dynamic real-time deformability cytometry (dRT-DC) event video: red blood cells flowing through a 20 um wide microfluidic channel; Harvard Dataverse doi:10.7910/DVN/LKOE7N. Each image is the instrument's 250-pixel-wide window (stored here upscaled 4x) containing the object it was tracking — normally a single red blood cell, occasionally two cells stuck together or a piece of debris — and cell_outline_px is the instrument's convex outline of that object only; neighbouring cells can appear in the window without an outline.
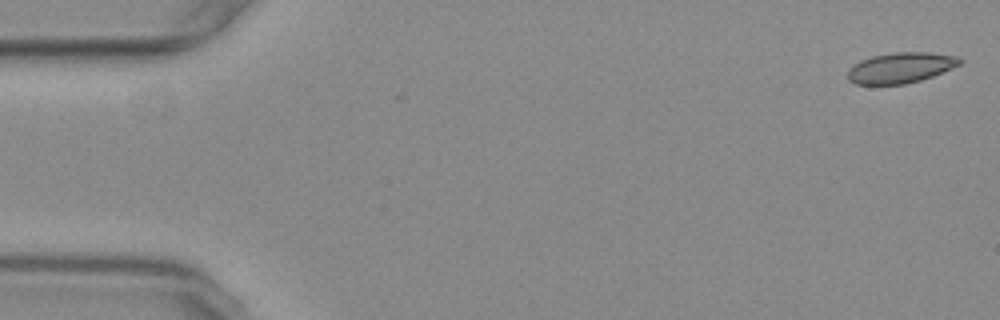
{"species": "common noctule bat (a hibernating species)", "species_latin": "Nyctalus noctula", "temperature_condition": "warm", "stored_images_in_passage": 23, "camera_frame_rate_fps": 3000, "um_per_image_px": 0.085, "animal": {"sex": "female", "body_mass_g": 29.2, "forearm_length_mm": 56.3}, "frame": {"image": 1, "passage_image": 1, "time_ms": 0.0, "image_size_px": [1000, 320], "cell_outline_px": [[964, 60], [960, 64], [952, 68], [932, 76], [920, 80], [904, 84], [856, 84], [848, 80], [848, 72], [860, 60], [872, 56], [892, 52], [928, 52], [960, 56]], "centroid_in_image_um": [76.6, 5.74], "position_along_channel_um": 8.4, "area_um2": 19.88}}
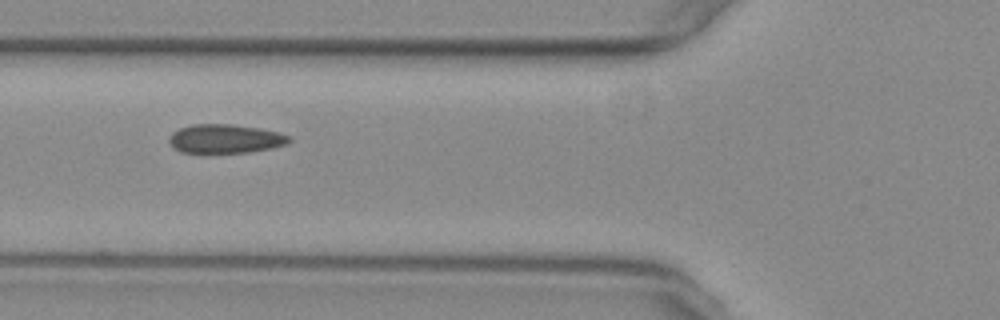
{"frame": {"image": 2, "passage_image": 20, "time_ms": 6.333, "image_size_px": [1000, 320], "cell_outline_px": [[292, 140], [288, 144], [272, 148], [248, 152], [180, 152], [168, 140], [172, 132], [180, 128], [192, 124], [232, 124], [260, 128], [280, 132], [292, 136]], "centroid_in_image_um": [19.22, 11.78], "position_along_channel_um": 106.6, "area_um2": 20.23}}
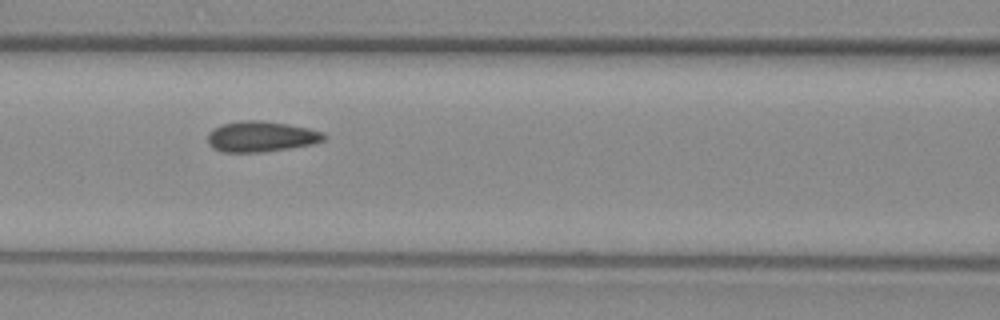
{"frame": {"image": 3, "passage_image": 23, "time_ms": 7.333, "image_size_px": [1000, 320], "cell_outline_px": [[328, 136], [324, 140], [312, 144], [288, 148], [260, 152], [224, 152], [212, 148], [208, 144], [208, 132], [224, 124], [240, 120], [260, 120], [288, 124], [308, 128], [324, 132]], "centroid_in_image_um": [22.21, 11.6], "position_along_channel_um": 144.4, "area_um2": 20.69}}